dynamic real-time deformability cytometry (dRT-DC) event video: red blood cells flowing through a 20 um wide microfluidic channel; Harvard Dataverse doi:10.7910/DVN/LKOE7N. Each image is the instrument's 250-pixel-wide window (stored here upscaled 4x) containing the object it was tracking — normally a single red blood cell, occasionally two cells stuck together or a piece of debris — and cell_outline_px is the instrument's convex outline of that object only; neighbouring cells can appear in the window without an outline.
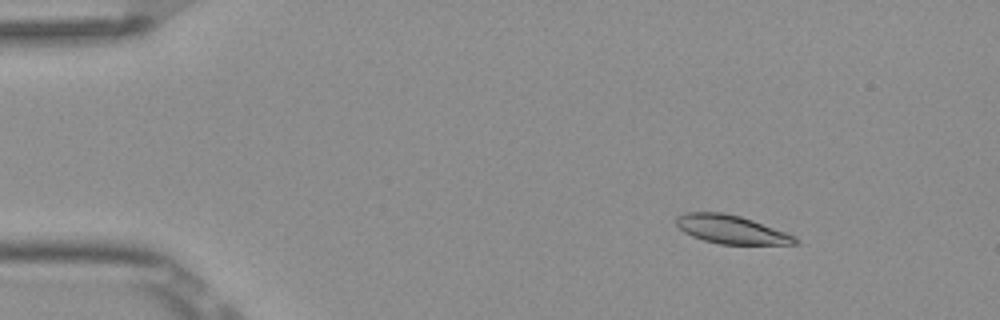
{"species": "Egyptian fruit bat (a non-hibernating species)", "species_latin": "Rousettus aegyptiacus", "temperature_condition": "room temperature", "stored_images_in_passage": 8, "camera_frame_rate_fps": 3000, "um_per_image_px": 0.085, "frame": {"image": 1, "passage_image": 3, "time_ms": 0.667, "image_size_px": [1000, 320], "cell_outline_px": [[800, 244], [720, 244], [704, 240], [692, 236], [684, 232], [676, 224], [676, 216], [684, 212], [724, 212], [740, 216], [752, 220], [784, 232], [800, 240]], "centroid_in_image_um": [62.11, 19.5], "position_along_channel_um": 22.9, "area_um2": 19.54}}
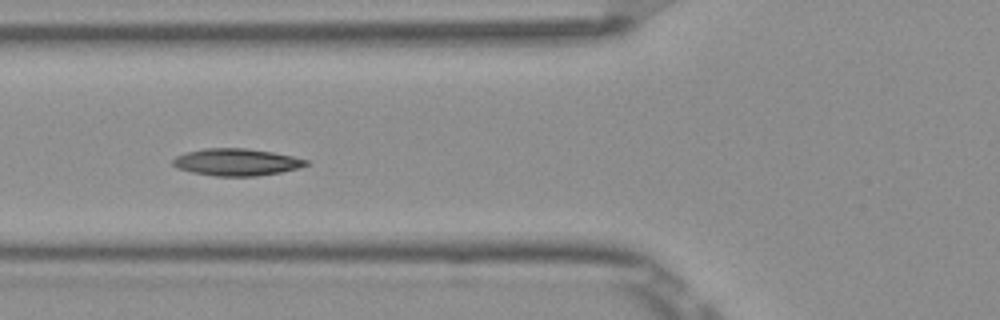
{"frame": {"image": 2, "passage_image": 6, "time_ms": 1.667, "image_size_px": [1000, 320], "cell_outline_px": [[308, 164], [300, 168], [280, 172], [256, 176], [216, 176], [192, 172], [176, 168], [172, 164], [172, 160], [176, 156], [184, 152], [204, 148], [248, 148], [272, 152], [292, 156], [308, 160]], "centroid_in_image_um": [20.07, 13.77], "position_along_channel_um": 105.7, "area_um2": 21.1}}
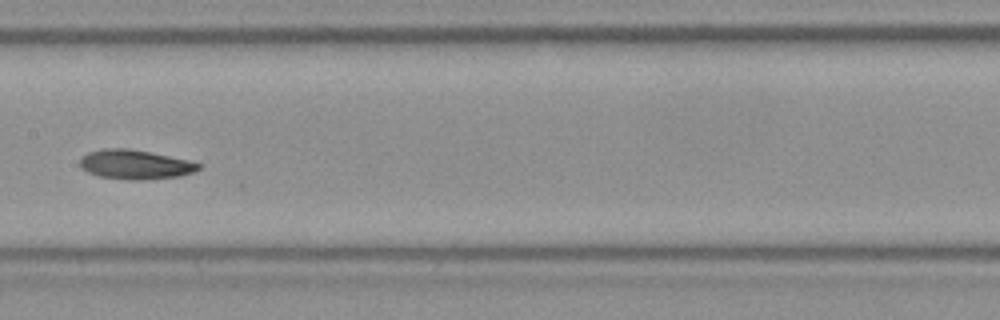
{"frame": {"image": 3, "passage_image": 8, "time_ms": 2.333, "image_size_px": [1000, 320], "cell_outline_px": [[200, 168], [192, 172], [180, 176], [140, 180], [128, 180], [100, 176], [88, 172], [80, 168], [80, 156], [88, 152], [104, 148], [128, 148], [152, 152], [188, 160], [200, 164]], "centroid_in_image_um": [11.45, 13.97], "position_along_channel_um": 196.0, "area_um2": 20.35}}